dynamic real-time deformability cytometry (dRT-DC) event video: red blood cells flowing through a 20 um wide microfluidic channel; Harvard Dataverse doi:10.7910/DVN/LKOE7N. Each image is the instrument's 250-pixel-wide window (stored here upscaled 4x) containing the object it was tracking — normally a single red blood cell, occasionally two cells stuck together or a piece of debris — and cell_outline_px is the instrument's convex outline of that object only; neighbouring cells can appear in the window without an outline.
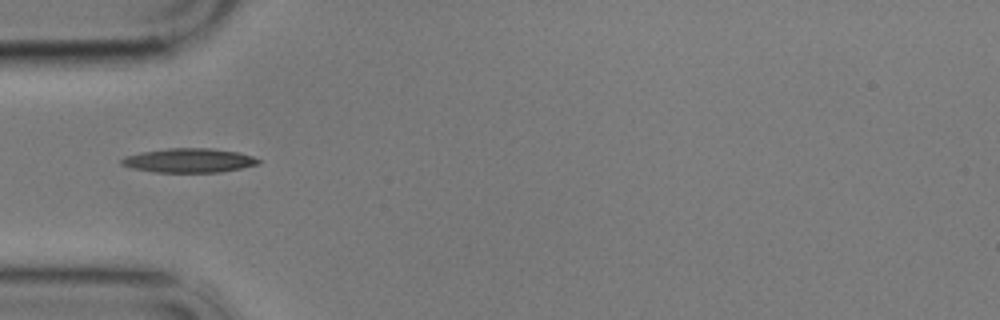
{"species": "common noctule bat (a hibernating species)", "species_latin": "Nyctalus noctula", "temperature_condition": "cold", "stored_images_in_passage": 41, "camera_frame_rate_fps": 3000, "um_per_image_px": 0.085, "animal": {"sex": "male", "body_mass_g": 17.9}, "frame": {"image": 1, "passage_image": 1, "time_ms": 0.0, "image_size_px": [1000, 320], "cell_outline_px": [[260, 164], [220, 172], [156, 172], [132, 168], [120, 164], [120, 160], [124, 156], [140, 152], [168, 148], [212, 148], [236, 152], [252, 156], [260, 160]], "centroid_in_image_um": [16.03, 13.63], "position_along_channel_um": 69.0, "area_um2": 19.25}}
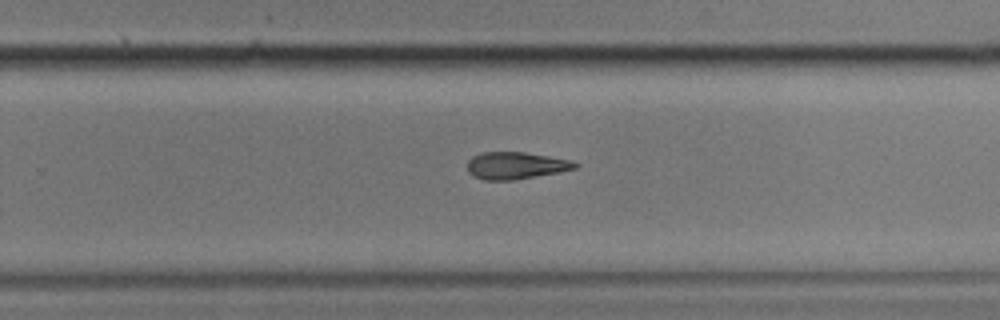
{"frame": {"image": 2, "passage_image": 20, "time_ms": 6.333, "image_size_px": [1000, 320], "cell_outline_px": [[580, 164], [576, 168], [560, 172], [512, 180], [484, 180], [468, 172], [468, 160], [472, 156], [484, 152], [524, 152], [572, 160]], "centroid_in_image_um": [43.86, 14.06], "position_along_channel_um": 285.9, "area_um2": 16.94}}
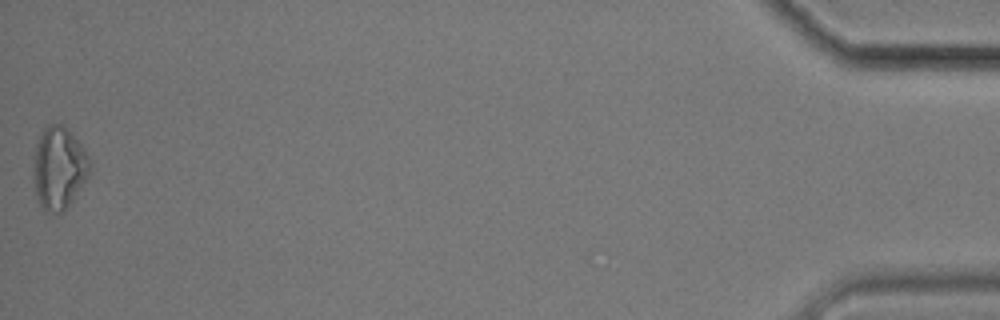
{"frame": {"image": 3, "passage_image": 41, "time_ms": 13.333, "image_size_px": [1000, 320], "cell_outline_px": [[92, 164], [88, 176], [72, 200], [60, 212], [44, 212], [40, 204], [36, 192], [32, 156], [36, 144], [44, 128], [48, 124], [64, 124], [68, 128], [84, 148]], "centroid_in_image_um": [5.0, 14.23], "position_along_channel_um": 430.2, "area_um2": 26.99}, "authors_computed_cell_mechanics": {"area_um2": 18.1492, "velocity_mm_per_s": 3.4213, "shape_relaxation_time_tau1_ms": 5.5806, "shape_relaxation_time_tau2_ms": null, "deformation_change_tau1": 0.1452, "deformation_change_tau2": null}}